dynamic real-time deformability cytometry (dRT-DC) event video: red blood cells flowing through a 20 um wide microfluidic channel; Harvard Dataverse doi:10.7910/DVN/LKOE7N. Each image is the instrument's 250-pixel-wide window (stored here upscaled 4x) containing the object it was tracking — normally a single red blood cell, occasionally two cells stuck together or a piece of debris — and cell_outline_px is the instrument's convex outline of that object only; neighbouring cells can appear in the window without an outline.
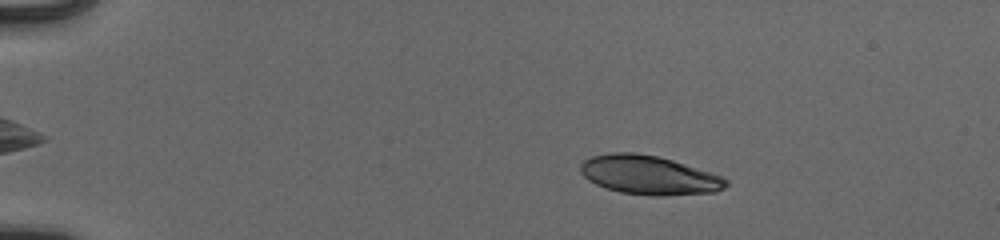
{"species": "human", "species_latin": "Homo sapiens", "temperature_condition": "cold", "stored_images_in_passage": 53, "camera_frame_rate_fps": 3000, "um_per_image_px": 0.085, "donor": {"sex": "male"}, "frame": {"image": 1, "passage_image": 10, "time_ms": 3.0, "image_size_px": [1000, 240], "cell_outline_px": [[728, 184], [724, 188], [716, 192], [660, 196], [652, 196], [620, 192], [596, 184], [588, 180], [580, 172], [580, 164], [584, 160], [592, 156], [612, 152], [636, 152], [656, 156], [672, 160], [720, 176], [728, 180]], "centroid_in_image_um": [55.13, 14.88], "position_along_channel_um": 29.9, "area_um2": 32.83}}
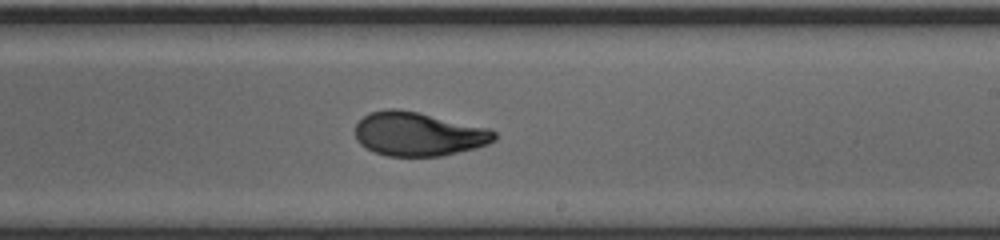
{"frame": {"image": 2, "passage_image": 34, "time_ms": 11.0, "image_size_px": [1000, 240], "cell_outline_px": [[496, 140], [488, 144], [476, 148], [444, 156], [388, 156], [372, 152], [360, 144], [356, 140], [356, 124], [368, 112], [388, 108], [396, 108], [416, 112], [492, 128], [496, 132]], "centroid_in_image_um": [35.58, 11.4], "position_along_channel_um": 253.4, "area_um2": 35.95}}
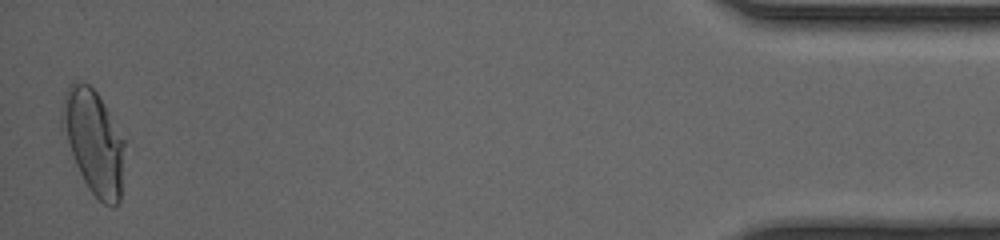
{"frame": {"image": 3, "passage_image": 53, "time_ms": 17.333, "image_size_px": [1000, 240], "cell_outline_px": [[124, 144], [120, 200], [112, 208], [104, 204], [88, 188], [76, 164], [60, 120], [60, 108], [68, 84], [76, 80], [88, 84], [96, 92], [104, 104], [124, 140]], "centroid_in_image_um": [7.95, 12.02], "position_along_channel_um": 427.3, "area_um2": 37.22}, "authors_computed_cell_mechanics": {"area_um2": 35.258, "velocity_mm_per_s": 3.9422, "shape_relaxation_time_tau1_ms": 3.7739, "shape_relaxation_time_tau2_ms": 1.0017, "deformation_change_tau1": 0.1998, "deformation_change_tau2": 0.0627}}